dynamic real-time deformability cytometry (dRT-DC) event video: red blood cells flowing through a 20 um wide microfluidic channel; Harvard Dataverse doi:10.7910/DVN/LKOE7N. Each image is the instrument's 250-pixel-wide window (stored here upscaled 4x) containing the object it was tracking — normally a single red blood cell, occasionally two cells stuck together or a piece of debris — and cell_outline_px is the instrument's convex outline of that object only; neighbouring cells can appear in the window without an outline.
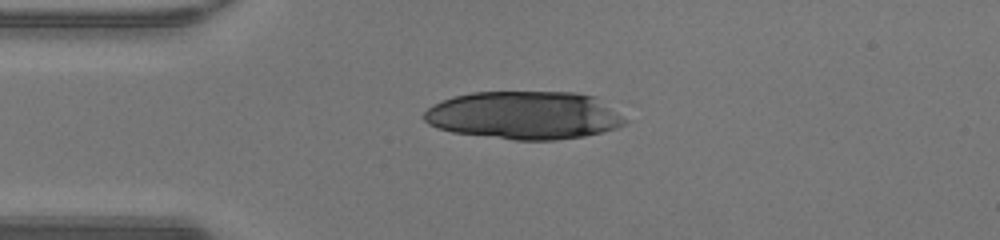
{"species": "human", "species_latin": "Homo sapiens", "temperature_condition": "warm", "stored_images_in_passage": 36, "camera_frame_rate_fps": 3000, "um_per_image_px": 0.085, "donor": {"sex": "male"}, "frame": {"image": 1, "passage_image": 1, "time_ms": 0.0, "image_size_px": [1000, 240], "cell_outline_px": [[628, 120], [624, 124], [616, 128], [584, 136], [556, 140], [512, 140], [452, 132], [428, 124], [424, 120], [424, 112], [432, 104], [452, 96], [472, 92], [576, 92], [596, 96]], "centroid_in_image_um": [44.55, 9.79], "position_along_channel_um": 40.4, "area_um2": 56.47}}